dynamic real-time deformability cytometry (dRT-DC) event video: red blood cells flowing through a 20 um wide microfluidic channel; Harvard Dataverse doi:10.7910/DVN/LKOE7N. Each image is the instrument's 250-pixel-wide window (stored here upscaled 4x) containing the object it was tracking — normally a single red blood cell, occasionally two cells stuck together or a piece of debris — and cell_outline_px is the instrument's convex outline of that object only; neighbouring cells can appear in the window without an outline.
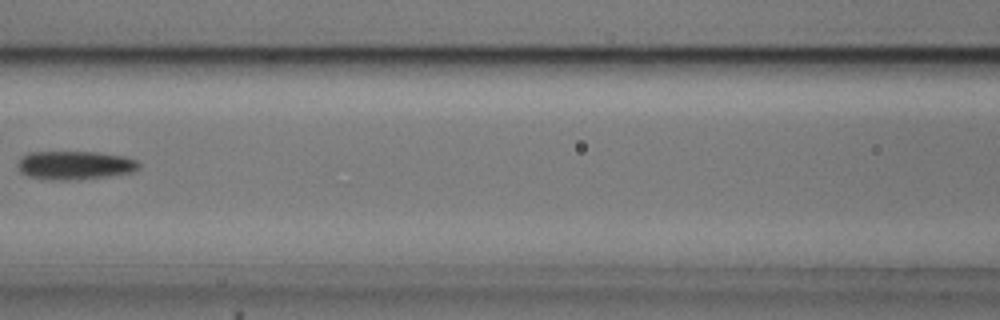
{"species": "common noctule bat (a hibernating species)", "species_latin": "Nyctalus noctula", "temperature_condition": "cold", "stored_images_in_passage": 8, "camera_frame_rate_fps": 3000, "um_per_image_px": 0.085, "animal": {"sex": "male", "body_mass_g": 20.5, "forearm_length_mm": 52.5}, "frame": {"image": 1, "passage_image": 7, "time_ms": 2.0, "image_size_px": [1000, 320], "cell_outline_px": [[140, 168], [132, 172], [108, 176], [72, 180], [52, 180], [28, 176], [20, 172], [16, 164], [28, 152], [96, 152], [124, 156], [136, 160], [140, 164]], "centroid_in_image_um": [6.36, 14.05], "position_along_channel_um": 160.2, "area_um2": 20.17}}
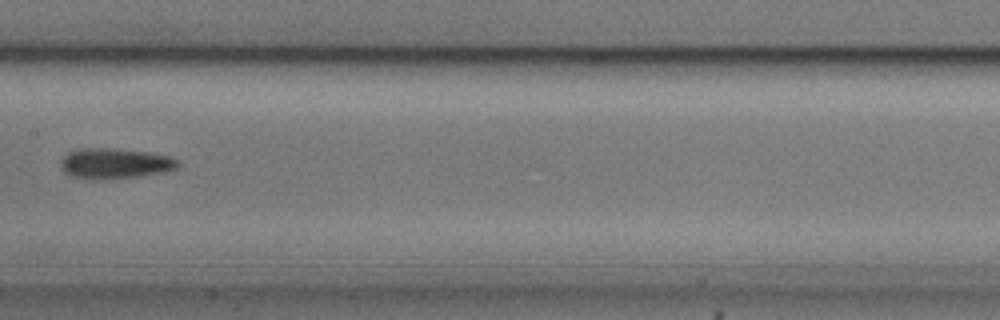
{"frame": {"image": 2, "passage_image": 8, "time_ms": 2.333, "image_size_px": [1000, 320], "cell_outline_px": [[180, 164], [176, 168], [164, 172], [140, 176], [92, 180], [72, 176], [64, 172], [60, 164], [60, 160], [68, 152], [80, 148], [112, 148], [148, 152], [172, 156], [180, 160]], "centroid_in_image_um": [9.78, 13.89], "position_along_channel_um": 197.6, "area_um2": 20.98}}